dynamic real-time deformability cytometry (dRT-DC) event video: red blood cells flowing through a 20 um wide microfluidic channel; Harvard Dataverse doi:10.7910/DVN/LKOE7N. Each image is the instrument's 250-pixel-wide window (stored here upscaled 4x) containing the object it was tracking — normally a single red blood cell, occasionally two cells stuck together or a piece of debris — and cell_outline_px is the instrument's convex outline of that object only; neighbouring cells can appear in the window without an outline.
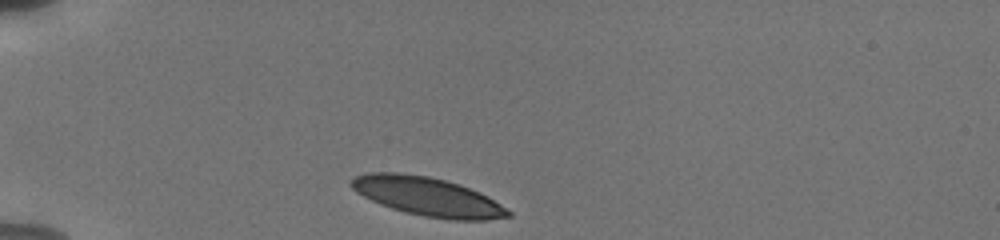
{"species": "human", "species_latin": "Homo sapiens", "temperature_condition": "cold", "stored_images_in_passage": 33, "camera_frame_rate_fps": 3000, "um_per_image_px": 0.085, "donor": {"sex": "male"}, "frame": {"image": 1, "passage_image": 1, "time_ms": 0.0, "image_size_px": [1000, 240], "cell_outline_px": [[512, 216], [488, 220], [448, 220], [424, 216], [392, 208], [380, 204], [356, 192], [348, 184], [356, 176], [368, 172], [400, 172], [428, 176], [444, 180], [480, 192], [500, 204], [512, 212]], "centroid_in_image_um": [36.34, 16.71], "position_along_channel_um": 48.7, "area_um2": 35.2}}
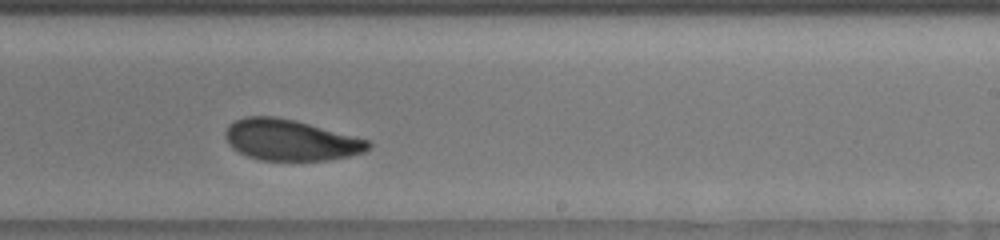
{"frame": {"image": 2, "passage_image": 21, "time_ms": 6.667, "image_size_px": [1000, 240], "cell_outline_px": [[372, 144], [364, 152], [348, 156], [328, 160], [260, 160], [248, 156], [232, 148], [228, 144], [224, 136], [224, 132], [228, 124], [244, 116], [276, 116], [296, 120], [372, 140]], "centroid_in_image_um": [24.69, 11.89], "position_along_channel_um": 264.3, "area_um2": 34.51}}
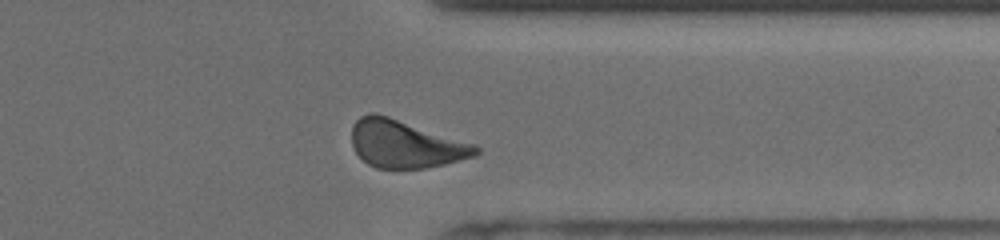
{"frame": {"image": 3, "passage_image": 30, "time_ms": 9.667, "image_size_px": [1000, 240], "cell_outline_px": [[480, 152], [476, 156], [444, 164], [424, 168], [376, 168], [368, 164], [356, 152], [352, 144], [352, 124], [360, 116], [368, 112], [376, 112], [476, 144], [480, 148]], "centroid_in_image_um": [34.47, 12.23], "position_along_channel_um": 376.9, "area_um2": 34.56}, "authors_computed_cell_mechanics": {"area_um2": 34.9112, "velocity_mm_per_s": 3.7566, "shape_relaxation_time_tau1_ms": 3.1886, "shape_relaxation_time_tau2_ms": 2.0445, "deformation_change_tau1": 0.1001, "deformation_change_tau2": 0.0674}}